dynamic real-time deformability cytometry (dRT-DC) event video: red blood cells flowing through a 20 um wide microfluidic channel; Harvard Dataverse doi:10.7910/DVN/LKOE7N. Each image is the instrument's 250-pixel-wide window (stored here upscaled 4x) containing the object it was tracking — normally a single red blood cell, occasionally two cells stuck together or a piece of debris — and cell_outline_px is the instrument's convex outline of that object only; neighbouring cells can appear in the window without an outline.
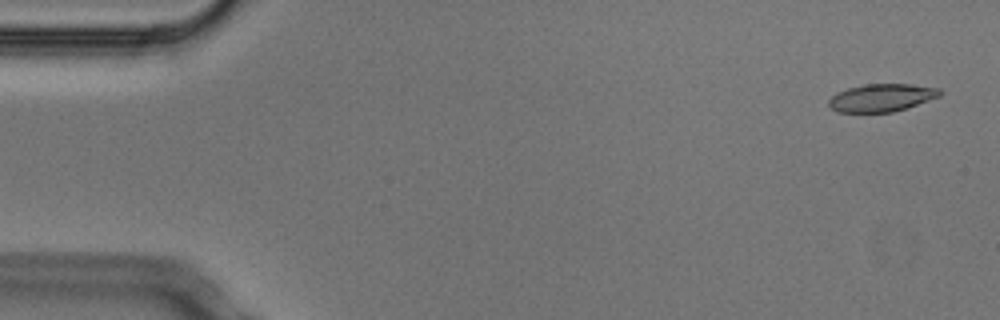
{"species": "Egyptian fruit bat (a non-hibernating species)", "species_latin": "Rousettus aegyptiacus", "temperature_condition": "cold", "stored_images_in_passage": 3, "camera_frame_rate_fps": 3000, "um_per_image_px": 0.085, "animal": {"sex": "male"}, "frame": {"image": 1, "passage_image": 1, "time_ms": 0.0, "image_size_px": [1000, 320], "cell_outline_px": [[940, 96], [892, 112], [836, 112], [828, 104], [828, 100], [836, 92], [848, 88], [864, 84], [912, 84], [940, 88]], "centroid_in_image_um": [74.89, 8.29], "position_along_channel_um": 10.1, "area_um2": 17.8}}